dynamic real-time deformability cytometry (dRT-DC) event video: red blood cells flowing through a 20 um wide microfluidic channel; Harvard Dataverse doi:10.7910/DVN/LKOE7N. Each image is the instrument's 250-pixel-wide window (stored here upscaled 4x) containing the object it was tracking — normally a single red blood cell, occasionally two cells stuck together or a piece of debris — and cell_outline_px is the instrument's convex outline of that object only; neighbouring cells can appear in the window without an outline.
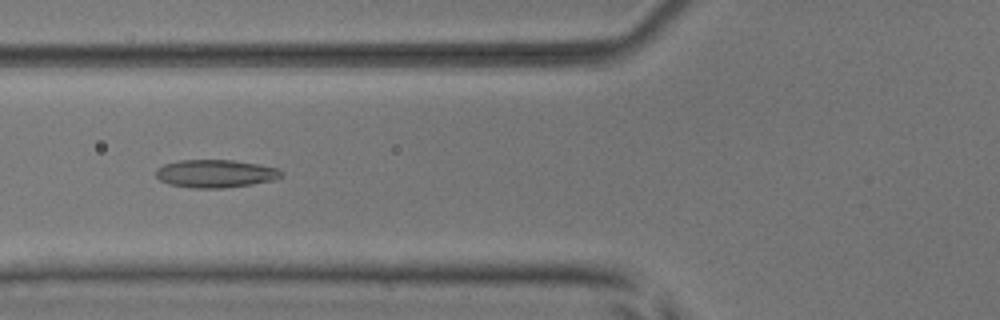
{"species": "common noctule bat (a hibernating species)", "species_latin": "Nyctalus noctula", "temperature_condition": "room temperature", "stored_images_in_passage": 37, "camera_frame_rate_fps": 3000, "um_per_image_px": 0.085, "animal": {"sex": "male", "body_mass_g": 17.9, "forearm_length_mm": 54.2}, "frame": {"image": 1, "passage_image": 5, "time_ms": 1.333, "image_size_px": [1000, 320], "cell_outline_px": [[284, 172], [280, 176], [272, 180], [252, 184], [224, 188], [192, 188], [168, 184], [160, 180], [156, 176], [156, 168], [164, 164], [180, 160], [232, 160], [260, 164], [276, 168]], "centroid_in_image_um": [18.28, 14.75], "position_along_channel_um": 107.5, "area_um2": 20.4}}
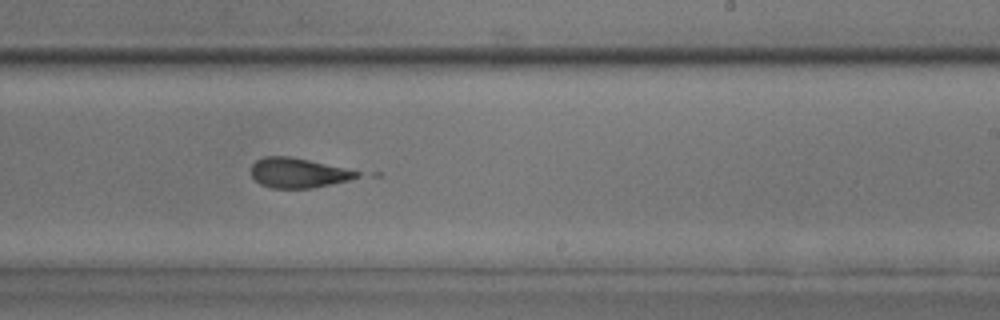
{"frame": {"image": 2, "passage_image": 17, "time_ms": 5.333, "image_size_px": [1000, 320], "cell_outline_px": [[360, 176], [348, 180], [312, 188], [272, 188], [260, 184], [252, 176], [252, 164], [256, 160], [264, 156], [288, 156], [308, 160], [344, 168], [360, 172]], "centroid_in_image_um": [25.31, 14.69], "position_along_channel_um": 263.7, "area_um2": 18.15}}
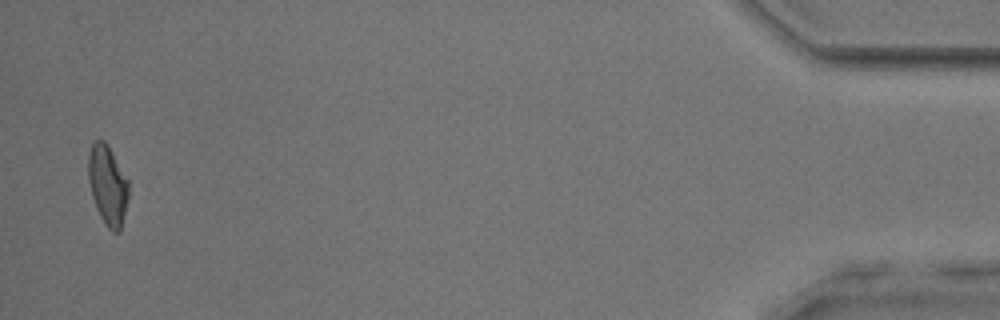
{"frame": {"image": 3, "passage_image": 36, "time_ms": 11.667, "image_size_px": [1000, 320], "cell_outline_px": [[128, 196], [120, 232], [112, 232], [104, 224], [96, 208], [92, 196], [88, 180], [88, 156], [92, 144], [96, 140], [104, 140], [108, 144], [128, 180]], "centroid_in_image_um": [9.14, 15.73], "position_along_channel_um": 426.1, "area_um2": 18.67}, "authors_computed_cell_mechanics": {"area_um2": 18.8428, "velocity_mm_per_s": 3.92, "shape_relaxation_time_tau1_ms": null, "shape_relaxation_time_tau2_ms": 1.4514, "deformation_change_tau1": null, "deformation_change_tau2": 0.1052}}